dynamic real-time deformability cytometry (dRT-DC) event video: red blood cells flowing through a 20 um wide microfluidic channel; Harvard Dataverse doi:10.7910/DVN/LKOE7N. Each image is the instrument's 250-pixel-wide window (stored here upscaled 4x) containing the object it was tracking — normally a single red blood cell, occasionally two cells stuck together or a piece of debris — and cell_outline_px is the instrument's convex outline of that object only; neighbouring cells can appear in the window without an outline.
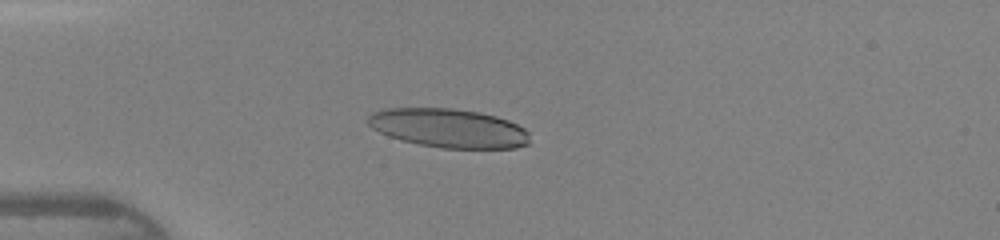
{"species": "human", "species_latin": "Homo sapiens", "temperature_condition": "warm", "stored_images_in_passage": 46, "camera_frame_rate_fps": 3000, "um_per_image_px": 0.085, "donor": {"sex": "female"}, "frame": {"image": 1, "passage_image": 12, "time_ms": 3.667, "image_size_px": [1000, 240], "cell_outline_px": [[528, 144], [516, 148], [440, 148], [420, 144], [388, 136], [372, 128], [368, 124], [368, 116], [372, 112], [384, 108], [452, 108], [480, 112], [496, 116], [508, 120], [524, 128], [528, 132]], "centroid_in_image_um": [38.13, 10.88], "position_along_channel_um": 46.9, "area_um2": 36.65}}
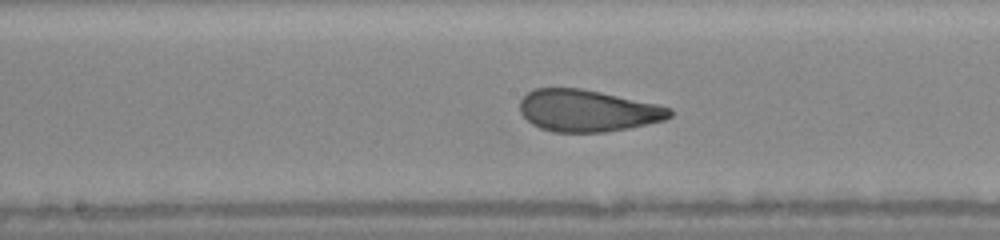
{"frame": {"image": 2, "passage_image": 24, "time_ms": 7.667, "image_size_px": [1000, 240], "cell_outline_px": [[672, 116], [664, 120], [628, 128], [604, 132], [552, 132], [540, 128], [532, 124], [520, 112], [520, 100], [528, 92], [536, 88], [580, 88], [600, 92], [656, 104], [672, 108]], "centroid_in_image_um": [49.93, 9.41], "position_along_channel_um": 198.3, "area_um2": 36.36}}
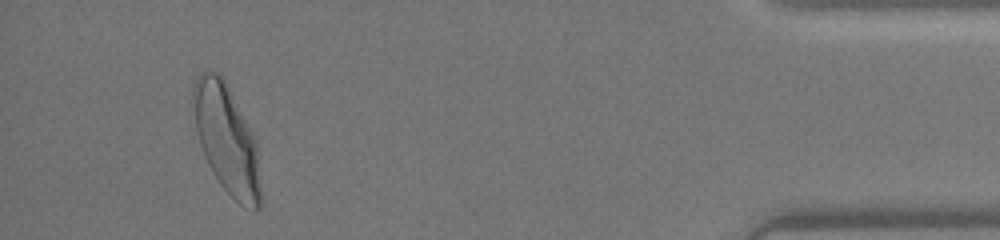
{"frame": {"image": 3, "passage_image": 43, "time_ms": 14.0, "image_size_px": [1000, 240], "cell_outline_px": [[260, 208], [244, 208], [220, 184], [208, 164], [200, 144], [196, 128], [192, 96], [192, 88], [196, 76], [204, 68], [208, 68], [220, 72], [224, 76], [256, 140], [260, 184]], "centroid_in_image_um": [19.24, 11.73], "position_along_channel_um": 416.0, "area_um2": 42.83}, "authors_computed_cell_mechanics": {"area_um2": 37.0787, "velocity_mm_per_s": 4.3533, "shape_relaxation_time_tau1_ms": 5.5636, "shape_relaxation_time_tau2_ms": 0.8405, "deformation_change_tau1": 0.2136, "deformation_change_tau2": 0.081}}